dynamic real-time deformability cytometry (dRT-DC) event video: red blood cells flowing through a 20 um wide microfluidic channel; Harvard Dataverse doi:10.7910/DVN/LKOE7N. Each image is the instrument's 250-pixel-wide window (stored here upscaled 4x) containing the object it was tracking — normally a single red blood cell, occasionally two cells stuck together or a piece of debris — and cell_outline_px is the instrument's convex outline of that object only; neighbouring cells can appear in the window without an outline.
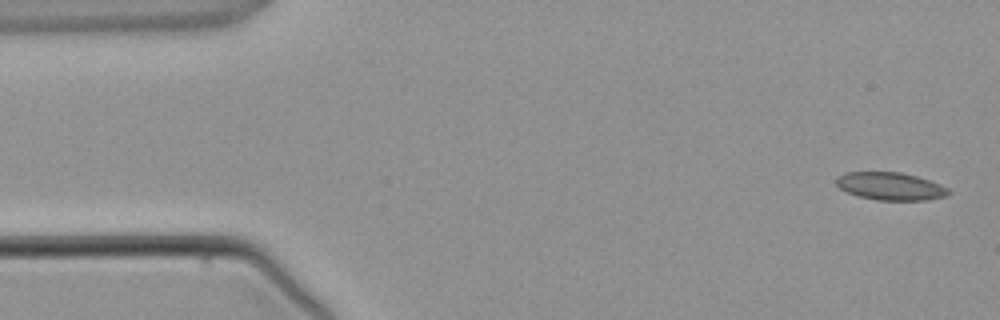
{"species": "common noctule bat (a hibernating species)", "species_latin": "Nyctalus noctula", "temperature_condition": "warm", "stored_images_in_passage": 5, "camera_frame_rate_fps": 3000, "um_per_image_px": 0.085, "animal": {"sex": "male", "body_mass_g": 21.5, "forearm_length_mm": 52.0}, "frame": {"image": 1, "passage_image": 1, "time_ms": 0.0, "image_size_px": [1000, 320], "cell_outline_px": [[952, 192], [948, 196], [928, 200], [876, 200], [860, 196], [848, 192], [840, 188], [836, 184], [836, 176], [848, 172], [900, 172], [916, 176], [940, 184], [948, 188]], "centroid_in_image_um": [75.72, 15.83], "position_along_channel_um": 9.3, "area_um2": 18.15}}
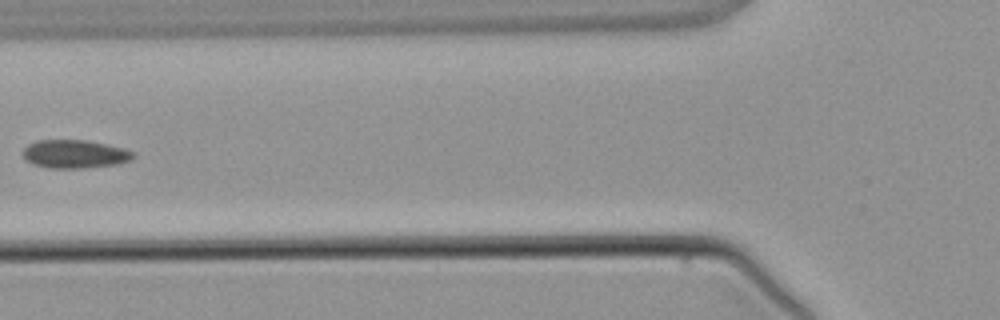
{"frame": {"image": 2, "passage_image": 5, "time_ms": 5.0, "image_size_px": [1000, 320], "cell_outline_px": [[136, 156], [132, 160], [120, 164], [84, 168], [48, 168], [32, 164], [24, 160], [24, 148], [28, 144], [36, 140], [88, 140], [124, 148], [136, 152]], "centroid_in_image_um": [6.4, 13.1], "position_along_channel_um": 119.4, "area_um2": 18.55}}